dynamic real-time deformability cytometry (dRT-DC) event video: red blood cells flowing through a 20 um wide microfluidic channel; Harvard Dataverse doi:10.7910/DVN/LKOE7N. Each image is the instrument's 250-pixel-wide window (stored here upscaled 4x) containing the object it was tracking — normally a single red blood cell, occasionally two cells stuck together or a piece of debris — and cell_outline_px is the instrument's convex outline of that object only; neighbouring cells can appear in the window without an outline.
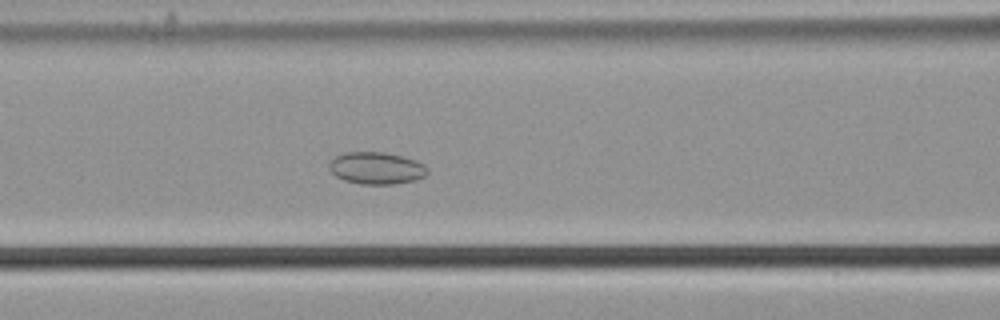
{"species": "common noctule bat (a hibernating species)", "species_latin": "Nyctalus noctula", "temperature_condition": "cold", "stored_images_in_passage": 41, "camera_frame_rate_fps": 3000, "um_per_image_px": 0.085, "animal": {"sex": "male", "body_mass_g": 21.5, "forearm_length_mm": 52.0}, "frame": {"image": 1, "passage_image": 8, "time_ms": 2.333, "image_size_px": [1000, 320], "cell_outline_px": [[428, 172], [424, 176], [416, 180], [396, 184], [360, 184], [344, 180], [336, 176], [328, 168], [328, 164], [336, 156], [344, 152], [384, 152], [416, 160], [424, 164], [428, 168]], "centroid_in_image_um": [32.0, 14.29], "position_along_channel_um": 134.6, "area_um2": 18.44}}
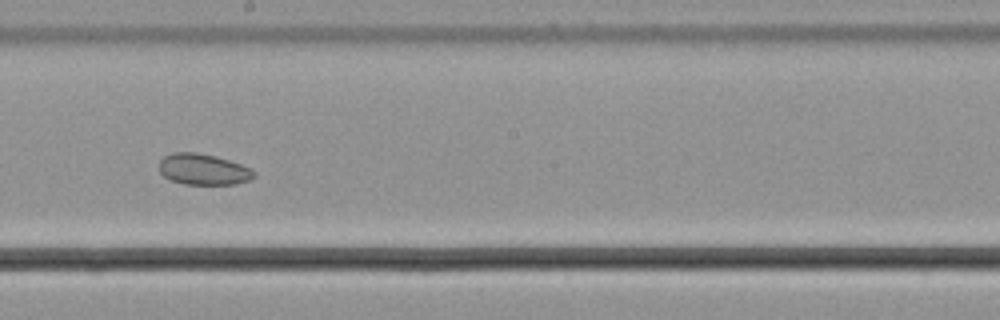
{"frame": {"image": 2, "passage_image": 16, "time_ms": 5.0, "image_size_px": [1000, 320], "cell_outline_px": [[256, 176], [248, 180], [236, 184], [184, 184], [172, 180], [164, 176], [160, 172], [160, 160], [164, 156], [172, 152], [196, 152], [216, 156], [240, 164], [256, 172]], "centroid_in_image_um": [17.27, 14.39], "position_along_channel_um": 230.9, "area_um2": 17.05}}
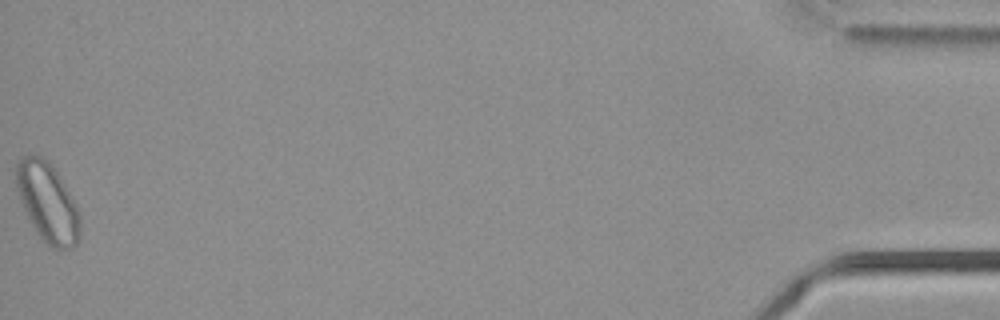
{"frame": {"image": 3, "passage_image": 41, "time_ms": 13.333, "image_size_px": [1000, 320], "cell_outline_px": [[80, 236], [76, 244], [72, 248], [52, 248], [36, 232], [20, 200], [16, 188], [16, 164], [20, 156], [44, 156], [56, 168], [76, 204], [80, 216]], "centroid_in_image_um": [4.05, 17.16], "position_along_channel_um": 431.1, "area_um2": 29.54}, "authors_computed_cell_mechanics": {"area_um2": 18.8428, "velocity_mm_per_s": 3.6203, "shape_relaxation_time_tau1_ms": 9.7185, "shape_relaxation_time_tau2_ms": 5.1503, "deformation_change_tau1": null, "deformation_change_tau2": 0.0684}}